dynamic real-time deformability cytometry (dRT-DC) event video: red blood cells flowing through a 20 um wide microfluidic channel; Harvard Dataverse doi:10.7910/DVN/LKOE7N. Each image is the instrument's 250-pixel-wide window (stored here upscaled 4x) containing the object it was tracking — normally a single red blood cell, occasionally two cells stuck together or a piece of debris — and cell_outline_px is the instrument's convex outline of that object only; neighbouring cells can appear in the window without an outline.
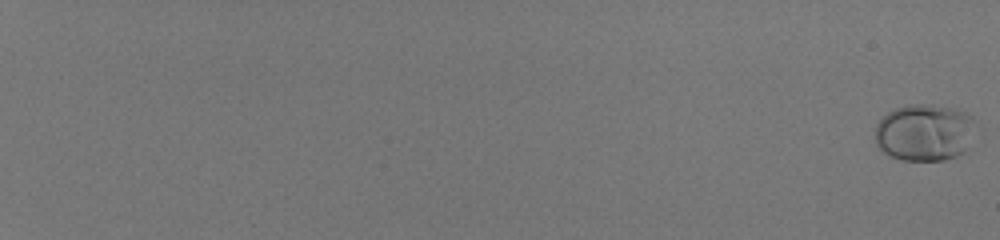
{"species": "human", "species_latin": "Homo sapiens", "temperature_condition": "room temperature", "stored_images_in_passage": 58, "camera_frame_rate_fps": 3000, "um_per_image_px": 0.085, "donor": {"sex": "male"}, "frame": {"image": 1, "passage_image": 1, "time_ms": 0.0, "image_size_px": [1000, 240], "cell_outline_px": [[976, 124], [968, 148], [964, 152], [956, 156], [944, 160], [900, 160], [884, 152], [876, 144], [876, 124], [888, 112], [896, 108], [912, 104], [920, 104], [956, 108], [968, 112], [972, 116]], "centroid_in_image_um": [78.62, 11.26], "position_along_channel_um": 6.4, "area_um2": 33.52}}
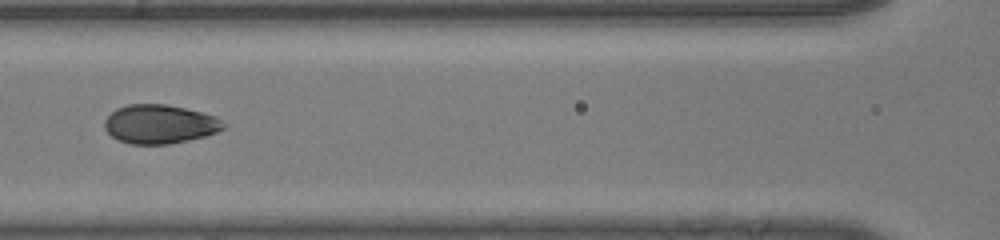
{"frame": {"image": 2, "passage_image": 34, "time_ms": 11.0, "image_size_px": [1000, 240], "cell_outline_px": [[228, 124], [224, 128], [216, 132], [204, 136], [188, 140], [168, 144], [132, 144], [120, 140], [112, 136], [104, 128], [104, 120], [116, 108], [128, 104], [168, 104], [216, 116]], "centroid_in_image_um": [13.59, 10.54], "position_along_channel_um": 153.0, "area_um2": 26.93}}
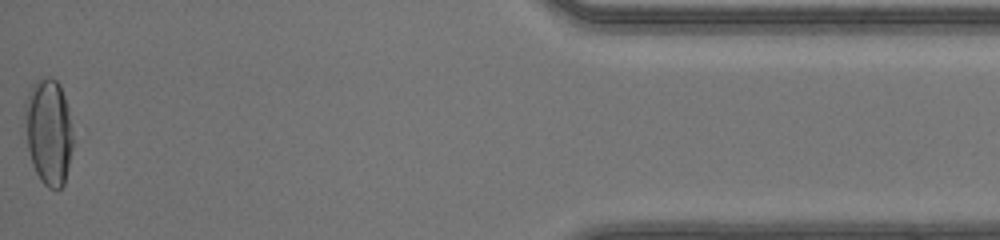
{"frame": {"image": 3, "passage_image": 58, "time_ms": 19.0, "image_size_px": [1000, 240], "cell_outline_px": [[72, 148], [68, 168], [64, 184], [56, 192], [48, 188], [40, 180], [32, 164], [28, 148], [24, 120], [24, 104], [28, 92], [32, 84], [36, 80], [48, 76], [56, 80], [60, 84], [68, 108], [72, 132]], "centroid_in_image_um": [4.12, 11.2], "position_along_channel_um": 431.1, "area_um2": 30.06}, "authors_computed_cell_mechanics": {"area_um2": 27.5417, "velocity_mm_per_s": 4.1599, "shape_relaxation_time_tau1_ms": 6.6208, "shape_relaxation_time_tau2_ms": null, "deformation_change_tau1": 0.2105, "deformation_change_tau2": null}}